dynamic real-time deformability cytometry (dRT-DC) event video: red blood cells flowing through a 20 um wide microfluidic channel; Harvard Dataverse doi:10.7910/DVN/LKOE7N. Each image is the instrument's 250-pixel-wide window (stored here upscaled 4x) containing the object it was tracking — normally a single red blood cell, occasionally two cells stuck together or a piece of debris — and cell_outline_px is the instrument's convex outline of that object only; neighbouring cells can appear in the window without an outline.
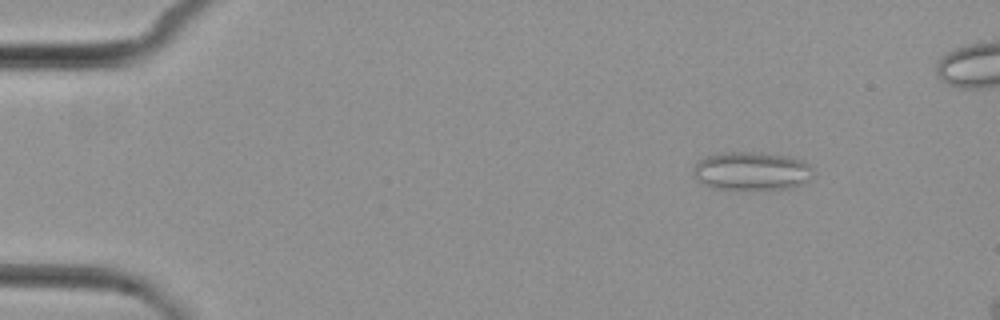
{"species": "common noctule bat (a hibernating species)", "species_latin": "Nyctalus noctula", "temperature_condition": "cold", "stored_images_in_passage": 5, "camera_frame_rate_fps": 3000, "um_per_image_px": 0.085, "animal": {"sex": "female", "body_mass_g": 29.2, "forearm_length_mm": 56.3}, "frame": {"image": 1, "passage_image": 2, "time_ms": 1.0, "image_size_px": [1000, 320], "cell_outline_px": [[816, 172], [800, 184], [788, 188], [712, 188], [696, 180], [692, 172], [692, 168], [700, 160], [708, 156], [720, 152], [748, 152], [784, 156], [800, 160], [808, 164]], "centroid_in_image_um": [63.83, 14.53], "position_along_channel_um": 21.2, "area_um2": 26.18}}